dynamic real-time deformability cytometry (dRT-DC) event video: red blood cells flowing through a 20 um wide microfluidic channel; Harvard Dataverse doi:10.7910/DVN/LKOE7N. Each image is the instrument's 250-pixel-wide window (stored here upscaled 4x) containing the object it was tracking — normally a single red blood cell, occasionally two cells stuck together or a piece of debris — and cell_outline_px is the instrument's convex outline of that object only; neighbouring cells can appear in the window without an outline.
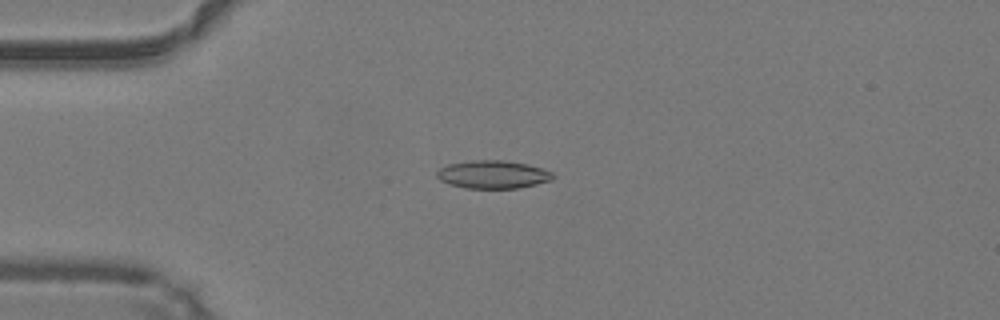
{"species": "common noctule bat (a hibernating species)", "species_latin": "Nyctalus noctula", "temperature_condition": "warm", "stored_images_in_passage": 49, "camera_frame_rate_fps": 3000, "um_per_image_px": 0.085, "animal": {"sex": "male", "body_mass_g": 19.2, "forearm_length_mm": 51.8}, "frame": {"image": 1, "passage_image": 13, "time_ms": 4.0, "image_size_px": [1000, 320], "cell_outline_px": [[556, 176], [552, 180], [520, 188], [468, 188], [448, 184], [440, 180], [436, 176], [436, 172], [440, 168], [448, 164], [472, 160], [504, 160], [528, 164], [544, 168], [552, 172]], "centroid_in_image_um": [41.92, 14.82], "position_along_channel_um": 43.1, "area_um2": 19.13}}
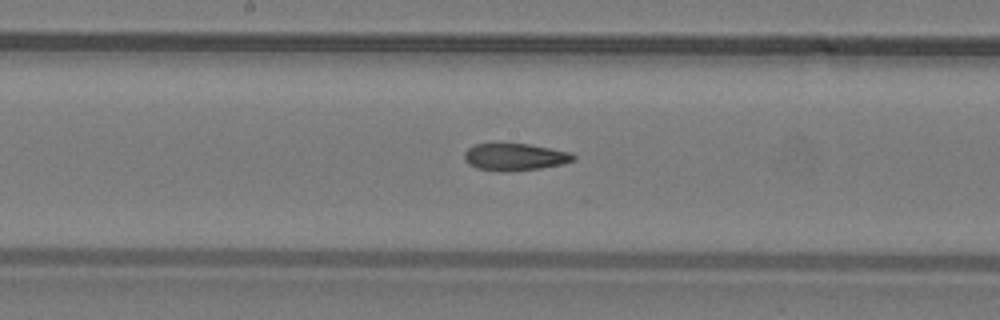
{"frame": {"image": 2, "passage_image": 26, "time_ms": 8.333, "image_size_px": [1000, 320], "cell_outline_px": [[576, 160], [564, 164], [540, 168], [476, 168], [468, 164], [464, 160], [464, 152], [468, 148], [476, 144], [528, 144], [572, 152], [576, 156]], "centroid_in_image_um": [43.83, 13.29], "position_along_channel_um": 204.4, "area_um2": 16.42}}
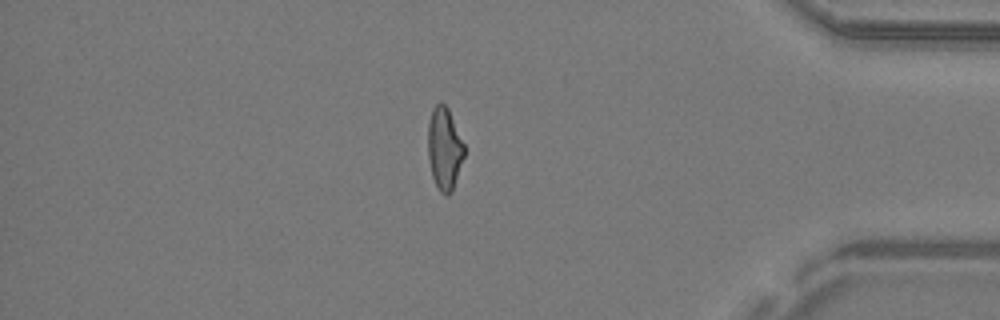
{"frame": {"image": 3, "passage_image": 42, "time_ms": 13.667, "image_size_px": [1000, 320], "cell_outline_px": [[464, 156], [452, 192], [448, 196], [440, 192], [432, 176], [428, 156], [428, 120], [432, 108], [440, 100], [448, 108], [464, 144]], "centroid_in_image_um": [37.76, 12.61], "position_along_channel_um": 397.4, "area_um2": 17.46}, "authors_computed_cell_mechanics": {"area_um2": 18.0336, "velocity_mm_per_s": 4.28, "shape_relaxation_time_tau1_ms": null, "shape_relaxation_time_tau2_ms": 3.2405, "deformation_change_tau1": null, "deformation_change_tau2": 0.1234}}